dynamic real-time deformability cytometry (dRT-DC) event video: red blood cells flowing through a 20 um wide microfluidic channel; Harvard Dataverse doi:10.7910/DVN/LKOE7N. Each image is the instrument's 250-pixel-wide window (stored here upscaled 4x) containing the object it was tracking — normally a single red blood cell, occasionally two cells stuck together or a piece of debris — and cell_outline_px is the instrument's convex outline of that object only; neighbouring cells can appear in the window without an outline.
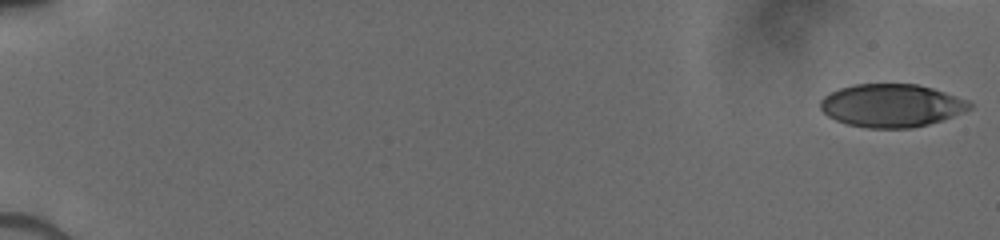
{"species": "human", "species_latin": "Homo sapiens", "temperature_condition": "cold", "stored_images_in_passage": 31, "camera_frame_rate_fps": 3000, "um_per_image_px": 0.085, "donor": {"sex": "male"}, "frame": {"image": 1, "passage_image": 1, "time_ms": 0.0, "image_size_px": [1000, 240], "cell_outline_px": [[972, 108], [964, 112], [928, 124], [912, 128], [868, 128], [848, 124], [836, 120], [828, 116], [820, 108], [820, 100], [824, 96], [840, 88], [852, 84], [916, 84], [932, 88], [968, 100], [972, 104]], "centroid_in_image_um": [75.77, 8.97], "position_along_channel_um": 9.2, "area_um2": 37.28}}
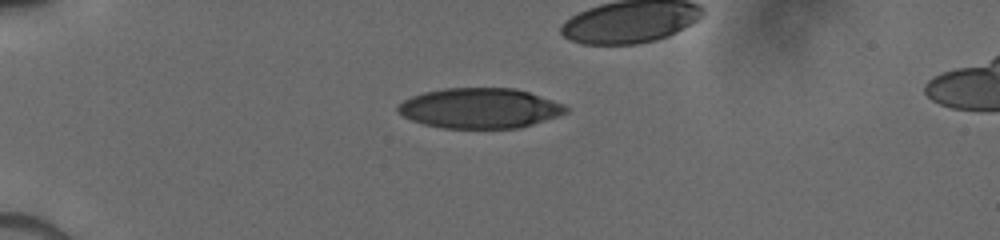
{"frame": {"image": 2, "passage_image": 24, "time_ms": 4.667, "image_size_px": [1000, 240], "cell_outline_px": [[568, 112], [520, 128], [444, 128], [424, 124], [412, 120], [396, 112], [396, 108], [404, 100], [412, 96], [424, 92], [444, 88], [516, 88], [564, 104], [568, 108]], "centroid_in_image_um": [40.76, 9.19], "position_along_channel_um": 44.2, "area_um2": 39.13}}